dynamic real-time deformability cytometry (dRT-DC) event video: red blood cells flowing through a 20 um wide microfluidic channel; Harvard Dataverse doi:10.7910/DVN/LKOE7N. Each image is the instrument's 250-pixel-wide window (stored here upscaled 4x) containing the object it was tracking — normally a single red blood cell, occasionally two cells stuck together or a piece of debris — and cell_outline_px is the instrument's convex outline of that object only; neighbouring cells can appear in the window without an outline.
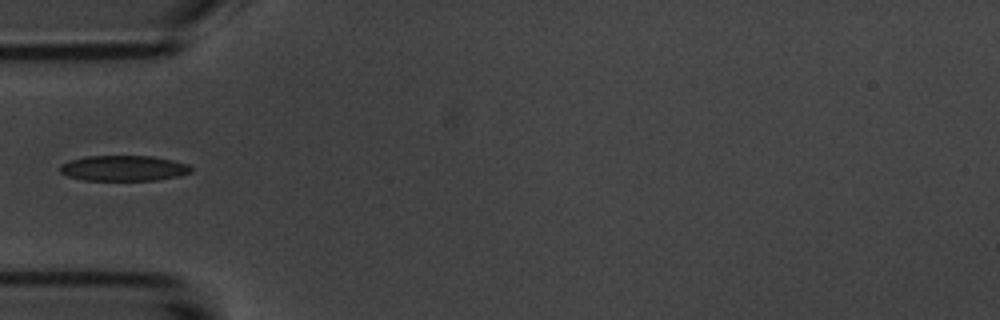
{"species": "common noctule bat (a hibernating species)", "species_latin": "Nyctalus noctula", "temperature_condition": "room temperature", "stored_images_in_passage": 7, "camera_frame_rate_fps": 3000, "um_per_image_px": 0.085, "animal": {"sex": "male", "body_mass_g": 20.1, "forearm_length_mm": 53.5}, "frame": {"image": 1, "passage_image": 4, "time_ms": 4.333, "image_size_px": [1000, 320], "cell_outline_px": [[192, 172], [180, 176], [156, 180], [84, 180], [68, 176], [60, 172], [60, 164], [68, 160], [88, 156], [152, 156], [172, 160], [188, 164], [192, 168]], "centroid_in_image_um": [10.51, 14.3], "position_along_channel_um": 74.5, "area_um2": 19.54}}
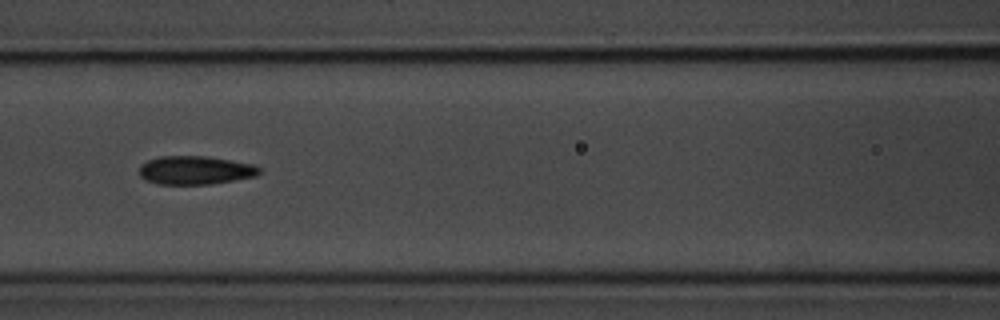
{"frame": {"image": 2, "passage_image": 6, "time_ms": 6.333, "image_size_px": [1000, 320], "cell_outline_px": [[260, 172], [256, 176], [208, 184], [160, 184], [144, 180], [140, 176], [140, 164], [148, 160], [160, 156], [208, 156], [256, 164], [260, 168]], "centroid_in_image_um": [16.6, 14.45], "position_along_channel_um": 150.0, "area_um2": 20.0}}
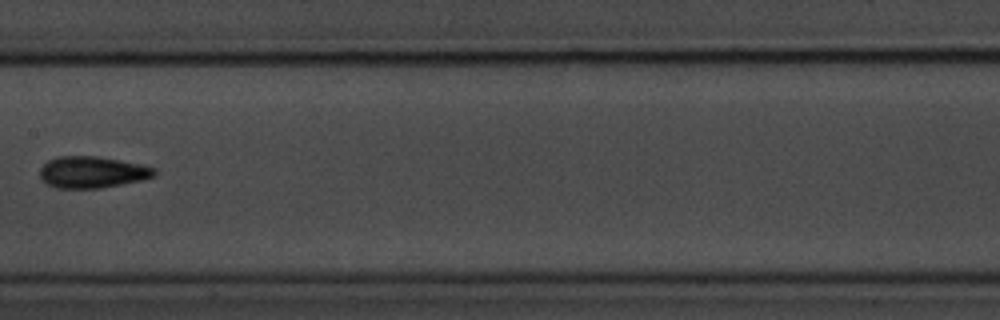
{"frame": {"image": 3, "passage_image": 7, "time_ms": 7.667, "image_size_px": [1000, 320], "cell_outline_px": [[156, 176], [140, 180], [100, 188], [56, 188], [48, 184], [40, 176], [40, 168], [48, 160], [60, 156], [96, 156], [120, 160], [140, 164], [156, 168]], "centroid_in_image_um": [7.84, 14.63], "position_along_channel_um": 199.6, "area_um2": 20.92}}